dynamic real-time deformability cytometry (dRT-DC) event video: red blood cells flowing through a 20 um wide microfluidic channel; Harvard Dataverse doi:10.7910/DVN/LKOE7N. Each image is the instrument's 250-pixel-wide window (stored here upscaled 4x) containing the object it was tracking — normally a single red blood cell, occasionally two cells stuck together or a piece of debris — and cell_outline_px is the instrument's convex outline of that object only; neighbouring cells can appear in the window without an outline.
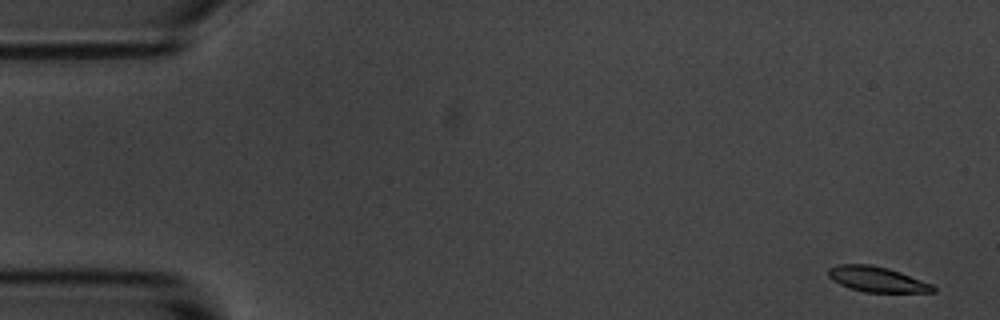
{"species": "common noctule bat (a hibernating species)", "species_latin": "Nyctalus noctula", "temperature_condition": "room temperature", "stored_images_in_passage": 54, "camera_frame_rate_fps": 3000, "um_per_image_px": 0.085, "animal": {"sex": "male", "body_mass_g": 20.1, "forearm_length_mm": 53.5}, "frame": {"image": 1, "passage_image": 1, "time_ms": 0.0, "image_size_px": [1000, 320], "cell_outline_px": [[936, 292], [864, 292], [848, 288], [832, 280], [828, 276], [828, 268], [840, 264], [868, 264], [888, 268], [900, 272], [932, 284], [936, 288]], "centroid_in_image_um": [74.53, 23.74], "position_along_channel_um": 10.5, "area_um2": 15.43}}
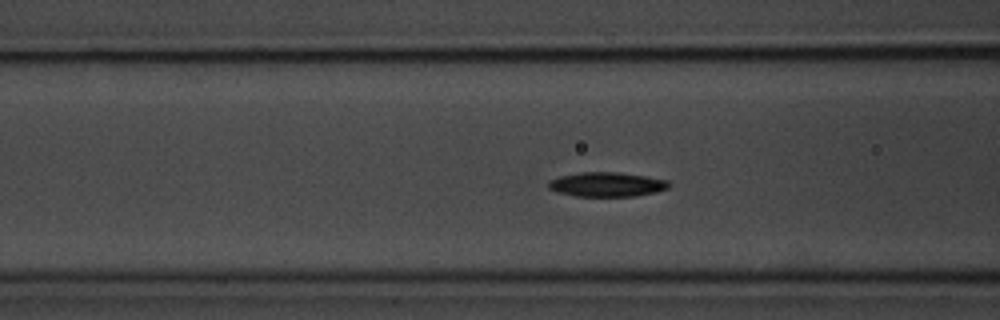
{"frame": {"image": 2, "passage_image": 20, "time_ms": 6.333, "image_size_px": [1000, 320], "cell_outline_px": [[672, 184], [668, 188], [656, 192], [636, 196], [576, 196], [556, 192], [548, 188], [548, 180], [560, 176], [580, 172], [620, 172], [668, 180]], "centroid_in_image_um": [51.58, 15.67], "position_along_channel_um": 115.0, "area_um2": 17.28}}
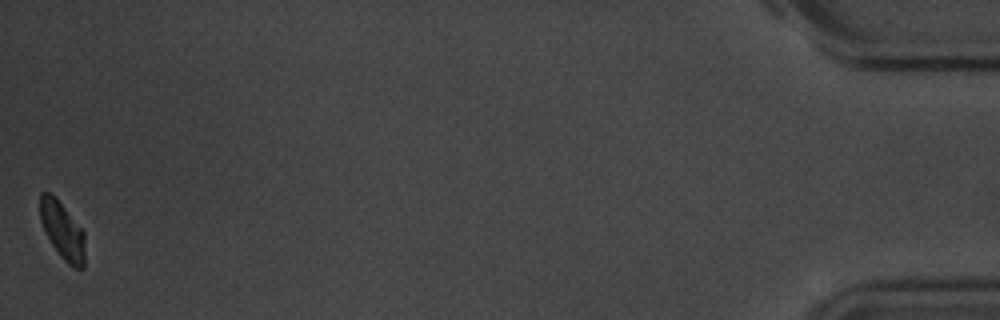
{"frame": {"image": 3, "passage_image": 54, "time_ms": 17.667, "image_size_px": [1000, 320], "cell_outline_px": [[84, 268], [72, 268], [60, 256], [44, 232], [40, 220], [40, 192], [52, 192], [84, 232]], "centroid_in_image_um": [5.28, 19.59], "position_along_channel_um": 429.9, "area_um2": 15.03}, "authors_computed_cell_mechanics": {"area_um2": 16.5308, "velocity_mm_per_s": 3.6256, "shape_relaxation_time_tau1_ms": 1.9147, "shape_relaxation_time_tau2_ms": null, "deformation_change_tau1": 0.0879, "deformation_change_tau2": null}}